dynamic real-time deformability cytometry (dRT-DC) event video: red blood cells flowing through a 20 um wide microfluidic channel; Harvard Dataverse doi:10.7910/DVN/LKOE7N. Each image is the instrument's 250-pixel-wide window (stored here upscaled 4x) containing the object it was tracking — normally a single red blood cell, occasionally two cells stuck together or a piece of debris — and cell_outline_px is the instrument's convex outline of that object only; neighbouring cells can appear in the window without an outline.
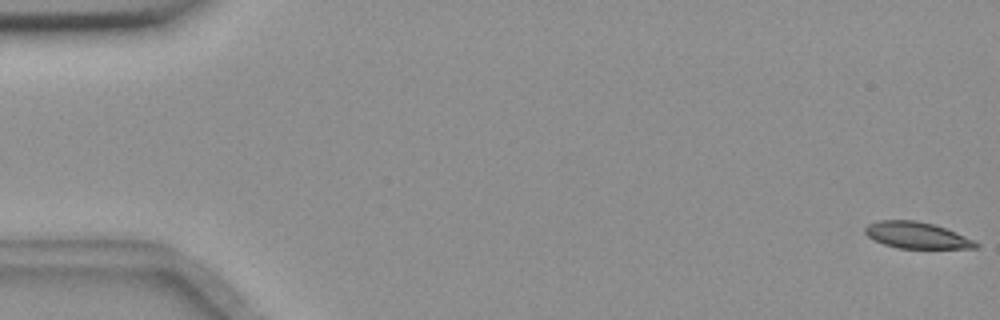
{"species": "common noctule bat (a hibernating species)", "species_latin": "Nyctalus noctula", "temperature_condition": "room temperature", "stored_images_in_passage": 56, "camera_frame_rate_fps": 3000, "um_per_image_px": 0.085, "animal": {"sex": "female", "body_mass_g": 18.4}, "frame": {"image": 1, "passage_image": 1, "time_ms": 0.0, "image_size_px": [1000, 320], "cell_outline_px": [[980, 244], [976, 248], [896, 248], [884, 244], [868, 236], [864, 232], [864, 228], [868, 224], [880, 220], [916, 220], [932, 224], [956, 232], [976, 240]], "centroid_in_image_um": [77.94, 20.0], "position_along_channel_um": 7.1, "area_um2": 16.99}}
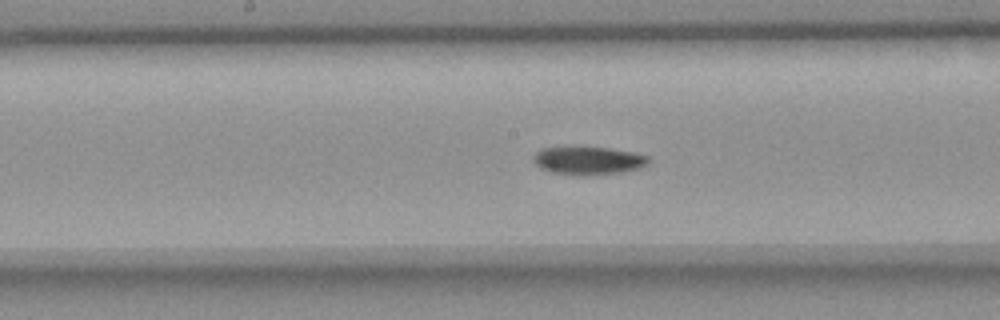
{"frame": {"image": 2, "passage_image": 29, "time_ms": 9.333, "image_size_px": [1000, 320], "cell_outline_px": [[652, 160], [648, 164], [640, 168], [620, 172], [584, 176], [576, 176], [552, 172], [540, 168], [532, 160], [532, 156], [540, 148], [612, 148], [632, 152], [648, 156]], "centroid_in_image_um": [50.01, 13.67], "position_along_channel_um": 198.2, "area_um2": 18.84}}
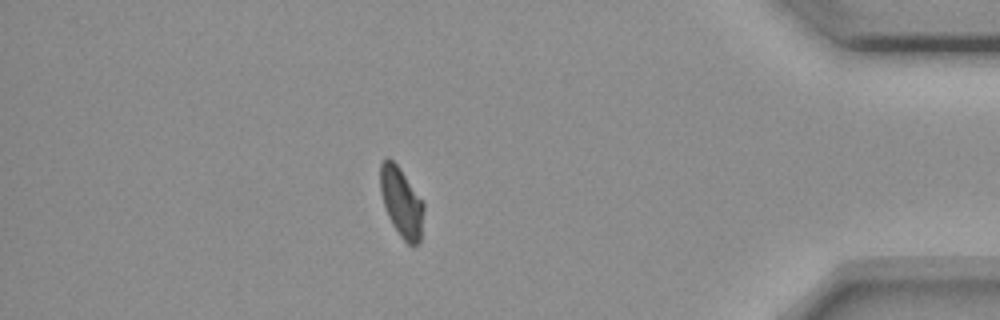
{"frame": {"image": 3, "passage_image": 49, "time_ms": 16.0, "image_size_px": [1000, 320], "cell_outline_px": [[424, 208], [420, 240], [412, 248], [400, 236], [392, 224], [388, 216], [380, 192], [380, 164], [388, 156], [400, 168], [424, 204]], "centroid_in_image_um": [34.11, 17.2], "position_along_channel_um": 401.1, "area_um2": 17.46}, "authors_computed_cell_mechanics": {"area_um2": 18.2359, "velocity_mm_per_s": 3.6558, "shape_relaxation_time_tau1_ms": null, "shape_relaxation_time_tau2_ms": 10.3028, "deformation_change_tau1": null, "deformation_change_tau2": 0.1291}}